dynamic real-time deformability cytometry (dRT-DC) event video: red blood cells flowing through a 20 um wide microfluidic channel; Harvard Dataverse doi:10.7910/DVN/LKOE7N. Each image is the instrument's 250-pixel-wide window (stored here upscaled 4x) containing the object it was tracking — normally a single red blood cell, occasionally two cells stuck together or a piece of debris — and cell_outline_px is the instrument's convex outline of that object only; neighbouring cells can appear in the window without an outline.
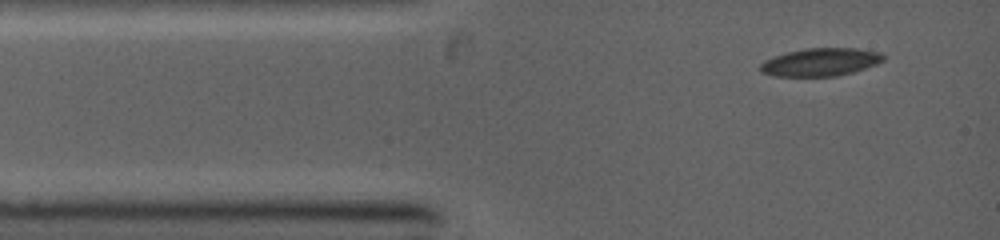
{"species": "common noctule bat (a hibernating species)", "species_latin": "Nyctalus noctula", "temperature_condition": "warm", "stored_images_in_passage": 21, "camera_frame_rate_fps": 5000, "um_per_image_px": 0.085, "animal": {"sex": "female", "body_mass_g": 19.0, "forearm_length_mm": 53.3}, "frame": {"image": 1, "passage_image": 1, "time_ms": 0.0, "image_size_px": [1000, 240], "cell_outline_px": [[884, 60], [876, 64], [852, 72], [836, 76], [772, 76], [760, 72], [760, 64], [764, 60], [788, 52], [808, 48], [856, 48], [880, 52], [884, 56]], "centroid_in_image_um": [69.73, 5.28], "position_along_channel_um": 15.3, "area_um2": 19.88}}
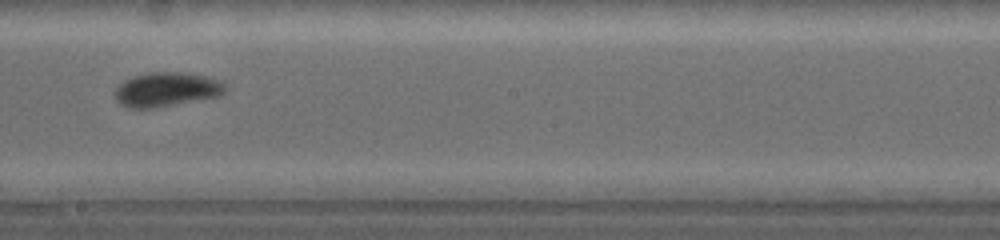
{"frame": {"image": 2, "passage_image": 10, "time_ms": 5.6, "image_size_px": [1000, 240], "cell_outline_px": [[224, 92], [216, 96], [156, 108], [128, 108], [120, 104], [116, 100], [116, 88], [124, 80], [132, 76], [148, 72], [188, 72], [204, 76], [216, 80], [224, 84]], "centroid_in_image_um": [14.09, 7.6], "position_along_channel_um": 234.1, "area_um2": 21.79}}
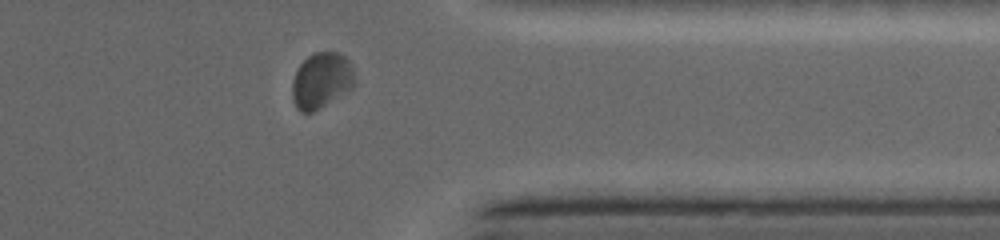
{"frame": {"image": 3, "passage_image": 18, "time_ms": 9.0, "image_size_px": [1000, 240], "cell_outline_px": [[352, 88], [312, 112], [300, 112], [296, 108], [292, 96], [292, 80], [300, 64], [312, 52], [336, 52], [344, 56], [348, 60], [352, 68]], "centroid_in_image_um": [27.27, 6.83], "position_along_channel_um": 384.1, "area_um2": 19.88}}